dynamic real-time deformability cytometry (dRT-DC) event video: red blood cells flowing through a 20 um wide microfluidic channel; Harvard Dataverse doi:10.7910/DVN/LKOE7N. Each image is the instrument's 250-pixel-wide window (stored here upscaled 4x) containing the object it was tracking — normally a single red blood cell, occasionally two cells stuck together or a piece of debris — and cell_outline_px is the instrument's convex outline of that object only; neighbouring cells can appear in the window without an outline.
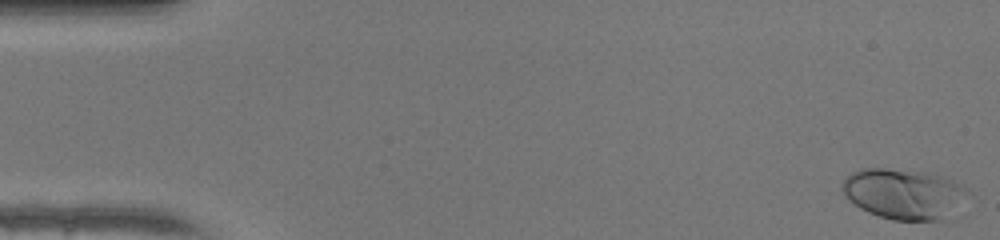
{"species": "human", "species_latin": "Homo sapiens", "temperature_condition": "warm", "stored_images_in_passage": 49, "camera_frame_rate_fps": 3000, "um_per_image_px": 0.085, "donor": {"sex": "female"}, "frame": {"image": 1, "passage_image": 1, "time_ms": 0.0, "image_size_px": [1000, 240], "cell_outline_px": [[968, 192], [940, 220], [892, 220], [868, 212], [860, 208], [844, 192], [840, 184], [852, 172], [864, 168], [884, 168], [928, 172], [952, 180], [968, 188]], "centroid_in_image_um": [76.75, 16.44], "position_along_channel_um": 8.2, "area_um2": 35.84}}
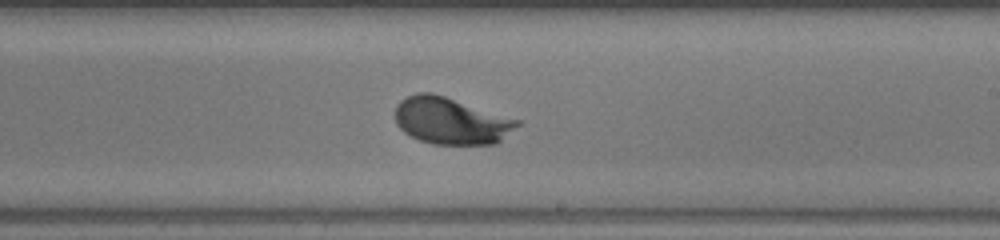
{"frame": {"image": 2, "passage_image": 29, "time_ms": 9.333, "image_size_px": [1000, 240], "cell_outline_px": [[520, 124], [496, 144], [432, 144], [420, 140], [404, 132], [396, 124], [396, 104], [400, 100], [416, 92], [432, 92], [520, 120]], "centroid_in_image_um": [38.32, 10.26], "position_along_channel_um": 250.7, "area_um2": 33.18}}
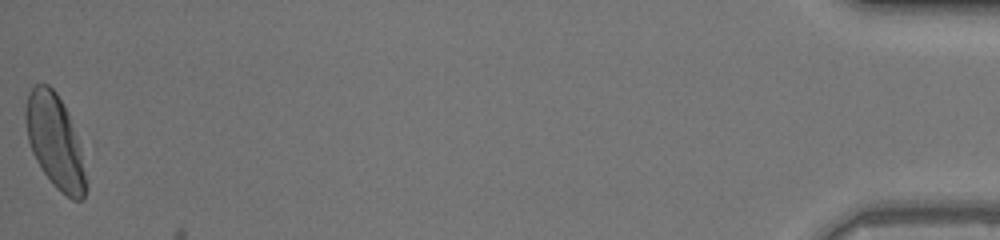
{"frame": {"image": 3, "passage_image": 49, "time_ms": 16.0, "image_size_px": [1000, 240], "cell_outline_px": [[88, 184], [84, 200], [72, 200], [60, 192], [52, 184], [40, 168], [32, 152], [28, 140], [24, 116], [24, 112], [28, 92], [36, 84], [48, 84], [56, 92], [68, 112], [80, 148], [88, 180]], "centroid_in_image_um": [4.68, 12.07], "position_along_channel_um": 430.5, "area_um2": 33.18}, "authors_computed_cell_mechanics": {"area_um2": 32.3102, "velocity_mm_per_s": 4.2414, "shape_relaxation_time_tau1_ms": 2.43, "shape_relaxation_time_tau2_ms": null, "deformation_change_tau1": 0.1374, "deformation_change_tau2": null}}